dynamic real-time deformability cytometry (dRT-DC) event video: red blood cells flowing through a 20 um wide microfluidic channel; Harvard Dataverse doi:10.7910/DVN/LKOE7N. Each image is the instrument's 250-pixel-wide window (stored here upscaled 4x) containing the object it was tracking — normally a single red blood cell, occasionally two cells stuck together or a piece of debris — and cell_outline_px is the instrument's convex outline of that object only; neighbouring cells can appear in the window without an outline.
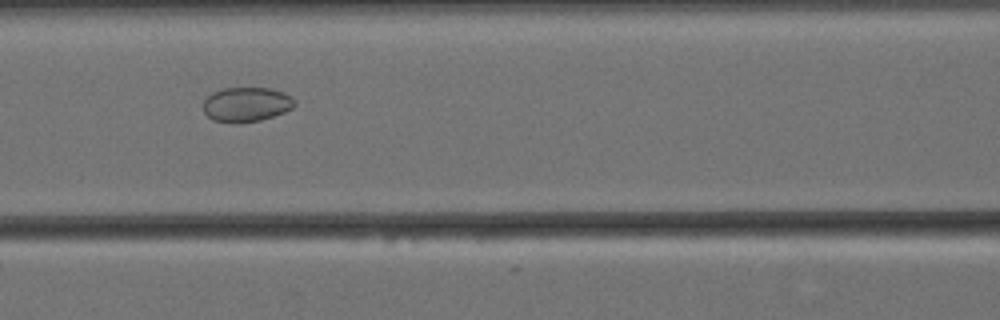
{"species": "Egyptian fruit bat (a non-hibernating species)", "species_latin": "Rousettus aegyptiacus", "temperature_condition": "cold", "stored_images_in_passage": 47, "camera_frame_rate_fps": 3000, "um_per_image_px": 0.085, "animal": {"sex": "female"}, "frame": {"image": 1, "passage_image": 13, "time_ms": 4.0, "image_size_px": [1000, 320], "cell_outline_px": [[296, 104], [292, 108], [284, 112], [260, 120], [212, 120], [204, 112], [204, 100], [212, 92], [224, 88], [268, 88], [280, 92], [296, 100]], "centroid_in_image_um": [20.95, 8.84], "position_along_channel_um": 145.7, "area_um2": 17.63}}
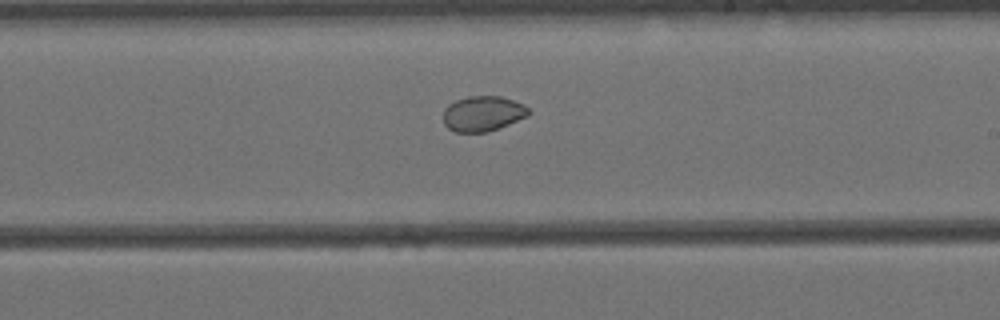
{"frame": {"image": 2, "passage_image": 22, "time_ms": 7.0, "image_size_px": [1000, 320], "cell_outline_px": [[532, 112], [528, 116], [488, 132], [456, 132], [448, 128], [444, 124], [444, 108], [448, 104], [456, 100], [468, 96], [500, 96], [524, 104]], "centroid_in_image_um": [41.05, 9.65], "position_along_channel_um": 248.0, "area_um2": 17.57}}
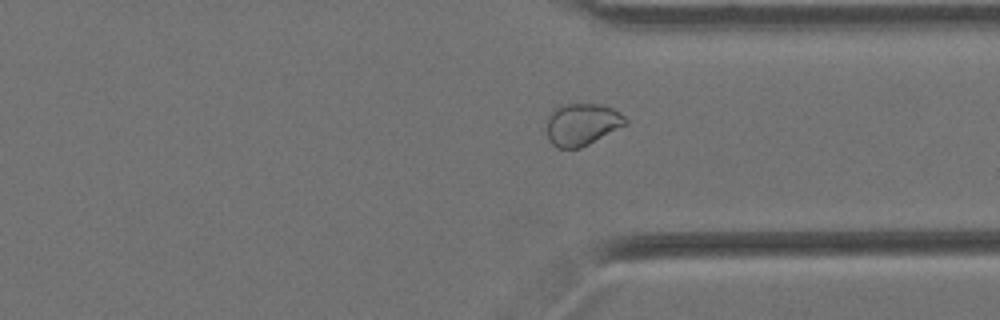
{"frame": {"image": 3, "passage_image": 32, "time_ms": 10.333, "image_size_px": [1000, 320], "cell_outline_px": [[628, 124], [580, 148], [556, 148], [548, 140], [544, 120], [552, 108], [560, 104], [600, 104], [612, 108], [620, 112], [628, 120]], "centroid_in_image_um": [49.41, 10.56], "position_along_channel_um": 362.0, "area_um2": 19.88}, "authors_computed_cell_mechanics": {"area_um2": 20.1144, "velocity_mm_per_s": 3.4302, "shape_relaxation_time_tau1_ms": null, "shape_relaxation_time_tau2_ms": 1.8996, "deformation_change_tau1": null, "deformation_change_tau2": 0.0312}}